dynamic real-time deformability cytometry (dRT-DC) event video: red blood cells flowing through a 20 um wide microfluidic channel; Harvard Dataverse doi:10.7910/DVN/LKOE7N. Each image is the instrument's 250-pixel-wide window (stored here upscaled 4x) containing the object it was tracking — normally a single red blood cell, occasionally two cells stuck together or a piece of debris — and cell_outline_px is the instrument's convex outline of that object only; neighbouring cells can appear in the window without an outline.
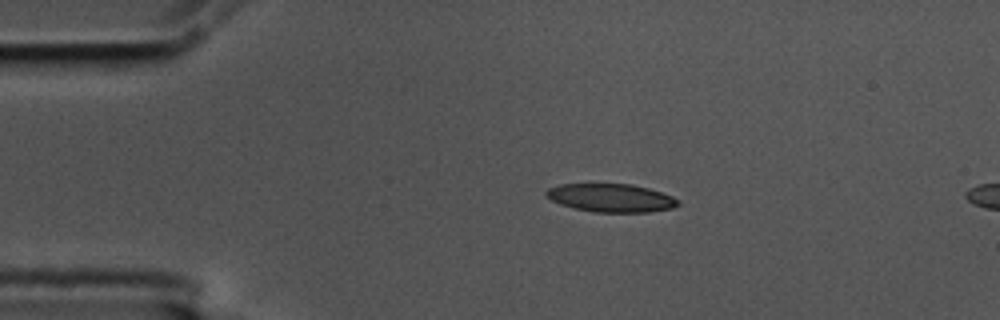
{"species": "common noctule bat (a hibernating species)", "species_latin": "Nyctalus noctula", "temperature_condition": "cold", "stored_images_in_passage": 3, "camera_frame_rate_fps": 3000, "um_per_image_px": 0.085, "animal": {"sex": "male", "body_mass_g": 17.5, "forearm_length_mm": 52.3}, "frame": {"image": 1, "passage_image": 1, "time_ms": 0.0, "image_size_px": [1000, 320], "cell_outline_px": [[680, 204], [672, 208], [648, 212], [592, 212], [560, 204], [544, 196], [544, 192], [548, 188], [560, 184], [632, 184], [648, 188], [672, 196], [680, 200]], "centroid_in_image_um": [51.93, 16.82], "position_along_channel_um": 33.1, "area_um2": 21.73}}